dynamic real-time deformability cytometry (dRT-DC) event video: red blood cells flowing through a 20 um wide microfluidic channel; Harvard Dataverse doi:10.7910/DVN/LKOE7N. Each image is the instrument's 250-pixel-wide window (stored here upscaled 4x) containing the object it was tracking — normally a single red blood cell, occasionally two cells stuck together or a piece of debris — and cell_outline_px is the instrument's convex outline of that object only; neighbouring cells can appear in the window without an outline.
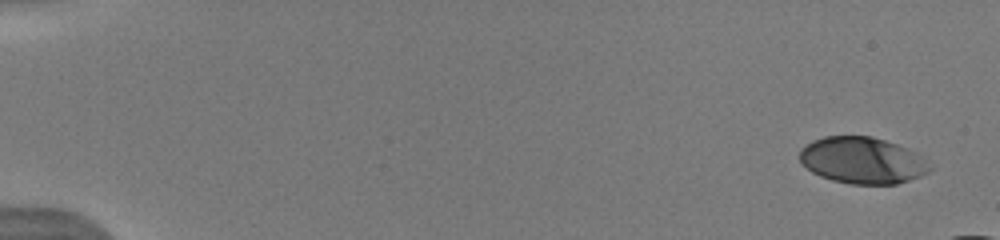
{"species": "human", "species_latin": "Homo sapiens", "temperature_condition": "warm", "stored_images_in_passage": 38, "camera_frame_rate_fps": 3000, "um_per_image_px": 0.085, "donor": {"sex": "male"}, "frame": {"image": 1, "passage_image": 1, "time_ms": 0.0, "image_size_px": [1000, 240], "cell_outline_px": [[932, 168], [928, 172], [920, 176], [896, 184], [852, 184], [832, 180], [820, 176], [812, 172], [800, 160], [800, 148], [812, 140], [824, 136], [872, 136], [908, 148], [916, 152]], "centroid_in_image_um": [73.28, 13.63], "position_along_channel_um": 11.7, "area_um2": 35.14}}
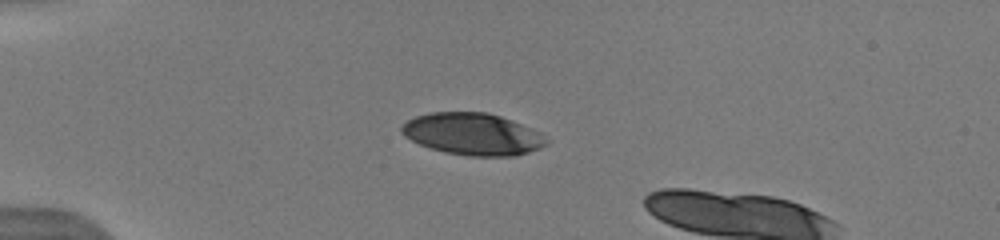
{"frame": {"image": 2, "passage_image": 11, "time_ms": 4.0, "image_size_px": [1000, 240], "cell_outline_px": [[548, 144], [540, 148], [516, 156], [468, 156], [444, 152], [420, 144], [404, 136], [400, 132], [400, 128], [408, 120], [416, 116], [428, 112], [488, 112], [512, 120], [532, 128], [540, 132], [548, 140]], "centroid_in_image_um": [40.2, 11.39], "position_along_channel_um": 44.8, "area_um2": 35.49}}
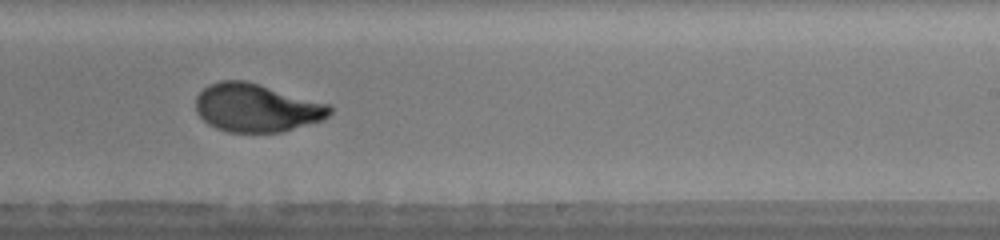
{"frame": {"image": 3, "passage_image": 26, "time_ms": 10.333, "image_size_px": [1000, 240], "cell_outline_px": [[332, 112], [324, 120], [280, 132], [228, 132], [216, 128], [208, 124], [196, 112], [196, 96], [208, 84], [220, 80], [244, 80], [260, 84], [332, 104]], "centroid_in_image_um": [21.83, 9.15], "position_along_channel_um": 267.2, "area_um2": 37.97}, "authors_computed_cell_mechanics": {"area_um2": 37.0787, "velocity_mm_per_s": 4.081, "shape_relaxation_time_tau1_ms": 4.8544, "shape_relaxation_time_tau2_ms": null, "deformation_change_tau1": 0.1965, "deformation_change_tau2": null}}